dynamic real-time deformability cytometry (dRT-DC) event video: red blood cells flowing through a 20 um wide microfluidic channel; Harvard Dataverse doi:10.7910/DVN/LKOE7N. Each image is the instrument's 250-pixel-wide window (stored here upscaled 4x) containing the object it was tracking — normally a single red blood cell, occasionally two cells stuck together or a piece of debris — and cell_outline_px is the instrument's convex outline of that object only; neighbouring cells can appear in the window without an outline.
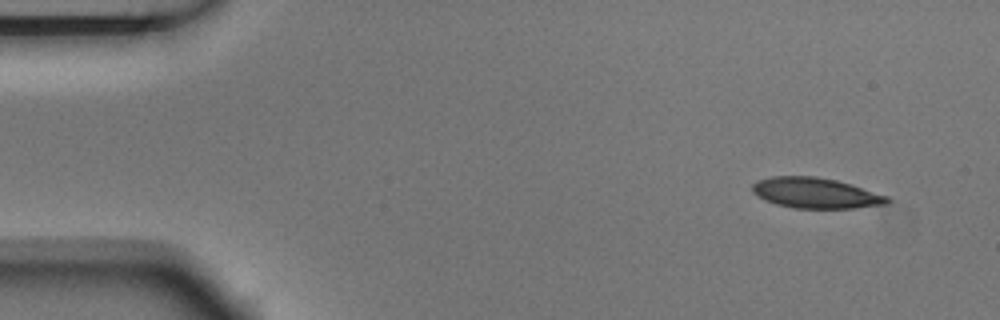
{"species": "Egyptian fruit bat (a non-hibernating species)", "species_latin": "Rousettus aegyptiacus", "temperature_condition": "room temperature", "stored_images_in_passage": 4, "camera_frame_rate_fps": 3000, "um_per_image_px": 0.085, "animal": {"sex": "male"}, "frame": {"image": 1, "passage_image": 1, "time_ms": 0.0, "image_size_px": [1000, 320], "cell_outline_px": [[892, 200], [884, 204], [856, 208], [792, 208], [776, 204], [764, 200], [752, 192], [752, 184], [760, 180], [772, 176], [816, 176], [836, 180], [888, 196]], "centroid_in_image_um": [69.3, 16.41], "position_along_channel_um": 15.7, "area_um2": 23.87}}
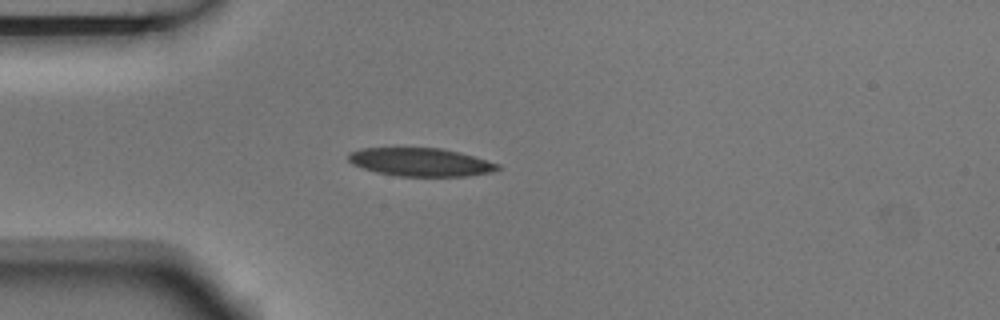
{"frame": {"image": 2, "passage_image": 4, "time_ms": 1.0, "image_size_px": [1000, 320], "cell_outline_px": [[500, 168], [488, 172], [468, 176], [396, 176], [376, 172], [352, 164], [348, 160], [348, 152], [360, 148], [440, 148], [460, 152], [500, 164]], "centroid_in_image_um": [35.71, 13.77], "position_along_channel_um": 49.3, "area_um2": 24.51}}